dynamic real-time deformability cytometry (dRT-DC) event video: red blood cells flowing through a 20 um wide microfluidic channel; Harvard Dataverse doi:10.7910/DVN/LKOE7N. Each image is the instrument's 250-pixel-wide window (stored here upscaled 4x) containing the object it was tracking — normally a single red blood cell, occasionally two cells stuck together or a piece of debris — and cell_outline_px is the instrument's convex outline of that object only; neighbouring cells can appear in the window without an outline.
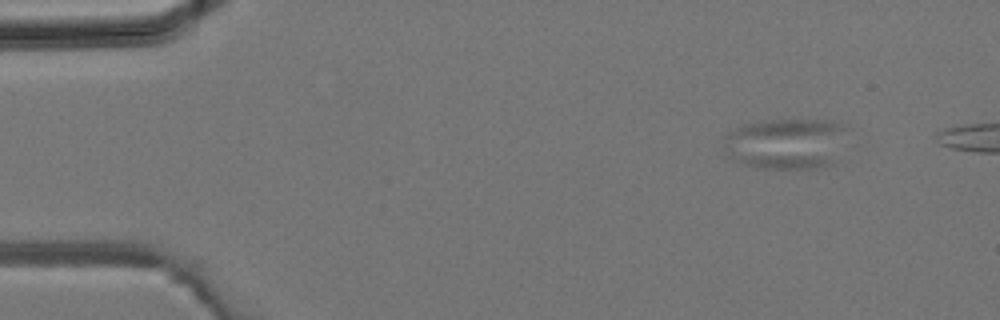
{"species": "common noctule bat (a hibernating species)", "species_latin": "Nyctalus noctula", "temperature_condition": "room temperature", "stored_images_in_passage": 2, "camera_frame_rate_fps": 3000, "um_per_image_px": 0.085, "animal": {"sex": "male", "body_mass_g": 19.2, "forearm_length_mm": 51.8}, "frame": {"image": 1, "passage_image": 1, "time_ms": 0.0, "image_size_px": [1000, 320], "cell_outline_px": [[852, 132], [832, 164], [816, 168], [764, 168], [740, 164], [732, 160], [728, 156], [724, 144], [724, 136], [728, 132], [744, 124], [764, 120], [828, 120], [844, 124], [852, 128]], "centroid_in_image_um": [66.89, 12.19], "position_along_channel_um": 18.1, "area_um2": 37.57}}